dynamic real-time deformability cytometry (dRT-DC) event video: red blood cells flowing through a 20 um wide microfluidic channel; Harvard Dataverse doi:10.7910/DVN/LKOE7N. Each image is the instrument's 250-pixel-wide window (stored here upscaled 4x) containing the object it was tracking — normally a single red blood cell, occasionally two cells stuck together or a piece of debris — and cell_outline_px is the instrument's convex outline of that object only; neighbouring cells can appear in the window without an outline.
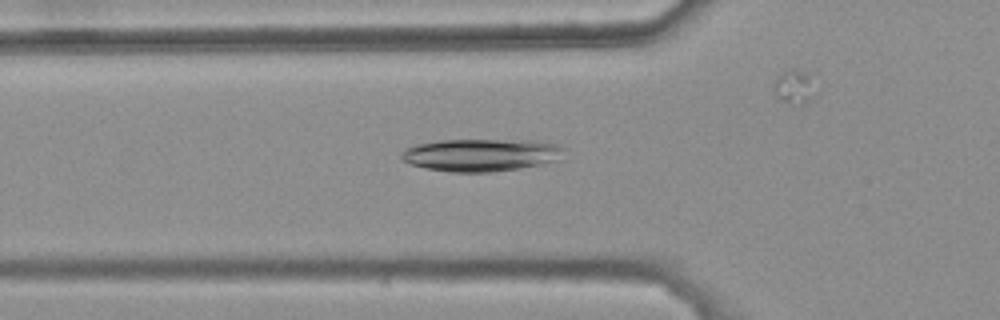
{"species": "common noctule bat (a hibernating species)", "species_latin": "Nyctalus noctula", "temperature_condition": "warm", "stored_images_in_passage": 47, "camera_frame_rate_fps": 3000, "um_per_image_px": 0.085, "animal": {"sex": "female", "body_mass_g": 25.1}, "frame": {"image": 1, "passage_image": 17, "time_ms": 5.333, "image_size_px": [1000, 320], "cell_outline_px": [[564, 148], [556, 160], [540, 164], [520, 168], [492, 172], [448, 172], [424, 168], [400, 160], [400, 152], [404, 148], [416, 144], [440, 140], [544, 140], [560, 144]], "centroid_in_image_um": [40.85, 13.16], "position_along_channel_um": 85.0, "area_um2": 31.15}}
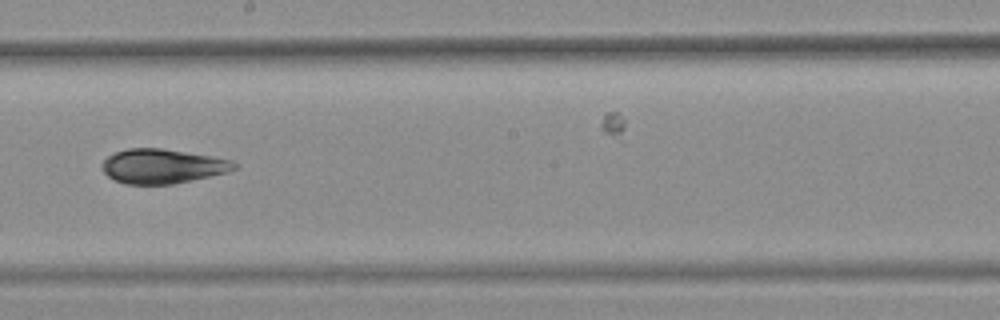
{"frame": {"image": 2, "passage_image": 29, "time_ms": 9.333, "image_size_px": [1000, 320], "cell_outline_px": [[240, 164], [236, 168], [228, 172], [172, 184], [124, 184], [108, 176], [100, 168], [100, 164], [108, 156], [116, 152], [128, 148], [160, 148], [212, 156], [232, 160]], "centroid_in_image_um": [13.81, 14.12], "position_along_channel_um": 234.4, "area_um2": 26.53}}
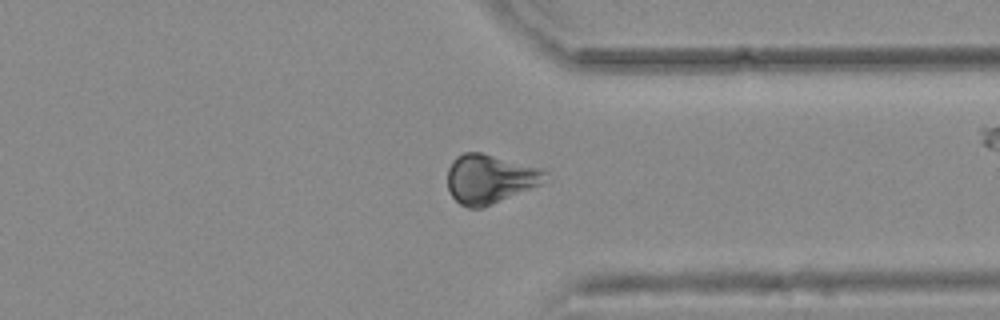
{"frame": {"image": 3, "passage_image": 40, "time_ms": 13.0, "image_size_px": [1000, 320], "cell_outline_px": [[548, 172], [540, 184], [484, 208], [468, 208], [460, 204], [452, 196], [448, 188], [448, 168], [452, 160], [456, 156], [464, 152], [480, 152], [540, 168]], "centroid_in_image_um": [41.58, 15.21], "position_along_channel_um": 369.8, "area_um2": 27.69}, "authors_computed_cell_mechanics": {"area_um2": 27.2816, "velocity_mm_per_s": 3.734, "shape_relaxation_time_tau1_ms": 4.9108, "shape_relaxation_time_tau2_ms": 4.2499, "deformation_change_tau1": 0.1681, "deformation_change_tau2": 0.0816}}